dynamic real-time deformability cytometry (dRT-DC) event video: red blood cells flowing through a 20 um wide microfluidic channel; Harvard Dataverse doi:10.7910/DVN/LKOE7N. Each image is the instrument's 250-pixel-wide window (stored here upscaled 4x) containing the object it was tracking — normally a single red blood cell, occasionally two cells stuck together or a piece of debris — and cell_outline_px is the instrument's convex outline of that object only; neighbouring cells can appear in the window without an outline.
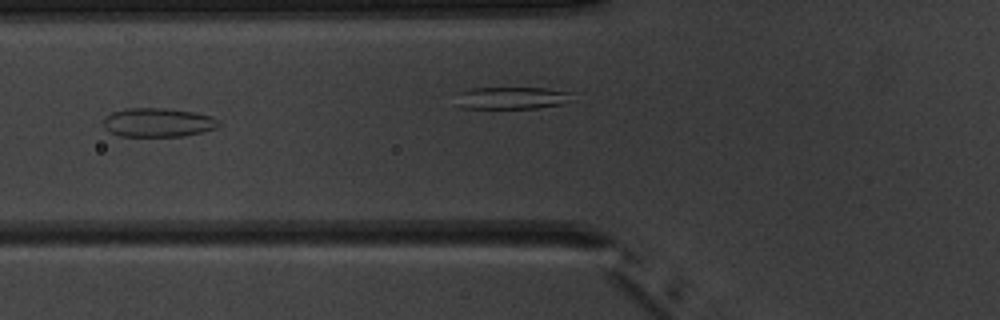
{"species": "common noctule bat (a hibernating species)", "species_latin": "Nyctalus noctula", "temperature_condition": "warm", "stored_images_in_passage": 7, "camera_frame_rate_fps": 3000, "um_per_image_px": 0.085, "animal": {"sex": "male", "body_mass_g": 20.1, "forearm_length_mm": 53.5}, "frame": {"image": 1, "passage_image": 5, "time_ms": 6.333, "image_size_px": [1000, 320], "cell_outline_px": [[224, 124], [216, 128], [184, 136], [120, 136], [104, 128], [104, 120], [112, 112], [128, 108], [168, 108], [192, 112], [212, 116], [220, 120]], "centroid_in_image_um": [13.49, 10.41], "position_along_channel_um": 112.3, "area_um2": 19.42}}
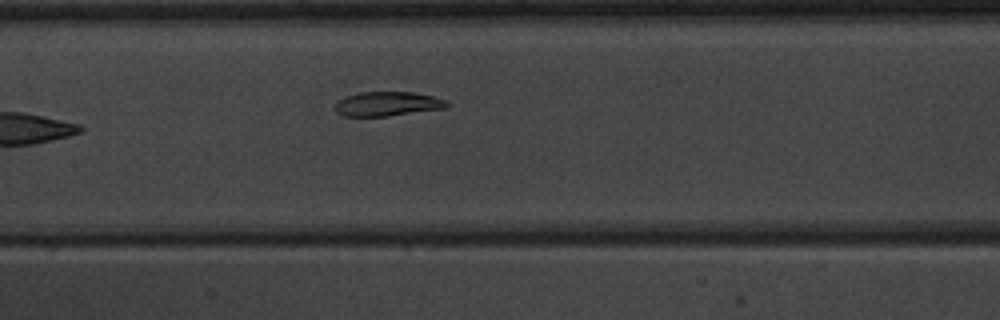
{"frame": {"image": 2, "passage_image": 7, "time_ms": 8.667, "image_size_px": [1000, 320], "cell_outline_px": [[452, 104], [448, 108], [388, 116], [344, 116], [336, 112], [336, 100], [360, 92], [412, 92], [432, 96], [448, 100]], "centroid_in_image_um": [33.0, 8.83], "position_along_channel_um": 174.4, "area_um2": 16.01}}